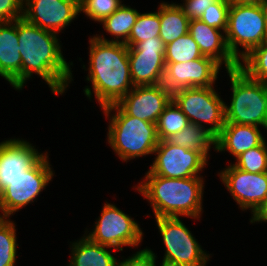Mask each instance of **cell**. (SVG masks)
Here are the masks:
<instances>
[{
    "label": "cell",
    "mask_w": 267,
    "mask_h": 266,
    "mask_svg": "<svg viewBox=\"0 0 267 266\" xmlns=\"http://www.w3.org/2000/svg\"><path fill=\"white\" fill-rule=\"evenodd\" d=\"M55 32L18 19L19 52L21 54V90L36 73L51 88L53 94H63L73 80L69 63L62 55Z\"/></svg>",
    "instance_id": "1"
},
{
    "label": "cell",
    "mask_w": 267,
    "mask_h": 266,
    "mask_svg": "<svg viewBox=\"0 0 267 266\" xmlns=\"http://www.w3.org/2000/svg\"><path fill=\"white\" fill-rule=\"evenodd\" d=\"M89 73L94 95L101 108L116 104L133 87L128 46L122 42L89 40ZM131 87V89H130Z\"/></svg>",
    "instance_id": "2"
},
{
    "label": "cell",
    "mask_w": 267,
    "mask_h": 266,
    "mask_svg": "<svg viewBox=\"0 0 267 266\" xmlns=\"http://www.w3.org/2000/svg\"><path fill=\"white\" fill-rule=\"evenodd\" d=\"M203 177L166 178L147 171L137 190L152 206L155 218L192 217L198 219L202 212Z\"/></svg>",
    "instance_id": "3"
},
{
    "label": "cell",
    "mask_w": 267,
    "mask_h": 266,
    "mask_svg": "<svg viewBox=\"0 0 267 266\" xmlns=\"http://www.w3.org/2000/svg\"><path fill=\"white\" fill-rule=\"evenodd\" d=\"M109 117L108 144L123 161L154 154L159 143L156 124L125 114L116 104L103 107ZM115 111V115L110 113Z\"/></svg>",
    "instance_id": "4"
},
{
    "label": "cell",
    "mask_w": 267,
    "mask_h": 266,
    "mask_svg": "<svg viewBox=\"0 0 267 266\" xmlns=\"http://www.w3.org/2000/svg\"><path fill=\"white\" fill-rule=\"evenodd\" d=\"M232 99L225 104V123L263 126L267 130V84L250 78L239 67L227 70Z\"/></svg>",
    "instance_id": "5"
},
{
    "label": "cell",
    "mask_w": 267,
    "mask_h": 266,
    "mask_svg": "<svg viewBox=\"0 0 267 266\" xmlns=\"http://www.w3.org/2000/svg\"><path fill=\"white\" fill-rule=\"evenodd\" d=\"M224 34L230 53L240 62L267 41V19L262 5L231 3ZM238 46L244 50L240 52Z\"/></svg>",
    "instance_id": "6"
},
{
    "label": "cell",
    "mask_w": 267,
    "mask_h": 266,
    "mask_svg": "<svg viewBox=\"0 0 267 266\" xmlns=\"http://www.w3.org/2000/svg\"><path fill=\"white\" fill-rule=\"evenodd\" d=\"M165 245L163 266H206L210 255L202 250L179 217L155 218Z\"/></svg>",
    "instance_id": "7"
},
{
    "label": "cell",
    "mask_w": 267,
    "mask_h": 266,
    "mask_svg": "<svg viewBox=\"0 0 267 266\" xmlns=\"http://www.w3.org/2000/svg\"><path fill=\"white\" fill-rule=\"evenodd\" d=\"M172 100L187 116L190 123L207 127L217 136L225 125V102L211 87H190L172 93ZM203 122V124H202Z\"/></svg>",
    "instance_id": "8"
},
{
    "label": "cell",
    "mask_w": 267,
    "mask_h": 266,
    "mask_svg": "<svg viewBox=\"0 0 267 266\" xmlns=\"http://www.w3.org/2000/svg\"><path fill=\"white\" fill-rule=\"evenodd\" d=\"M46 152L29 170L20 175L0 193V217H10L16 211L34 202L52 180L54 173Z\"/></svg>",
    "instance_id": "9"
},
{
    "label": "cell",
    "mask_w": 267,
    "mask_h": 266,
    "mask_svg": "<svg viewBox=\"0 0 267 266\" xmlns=\"http://www.w3.org/2000/svg\"><path fill=\"white\" fill-rule=\"evenodd\" d=\"M94 230L88 236L92 241L123 251V246H138L143 239L139 224L111 203H105Z\"/></svg>",
    "instance_id": "10"
},
{
    "label": "cell",
    "mask_w": 267,
    "mask_h": 266,
    "mask_svg": "<svg viewBox=\"0 0 267 266\" xmlns=\"http://www.w3.org/2000/svg\"><path fill=\"white\" fill-rule=\"evenodd\" d=\"M157 155L148 170L153 175L166 178H190L206 167L208 160L198 151L159 140L154 150Z\"/></svg>",
    "instance_id": "11"
},
{
    "label": "cell",
    "mask_w": 267,
    "mask_h": 266,
    "mask_svg": "<svg viewBox=\"0 0 267 266\" xmlns=\"http://www.w3.org/2000/svg\"><path fill=\"white\" fill-rule=\"evenodd\" d=\"M166 45L160 37L128 47L130 76L135 86L162 84L165 74Z\"/></svg>",
    "instance_id": "12"
},
{
    "label": "cell",
    "mask_w": 267,
    "mask_h": 266,
    "mask_svg": "<svg viewBox=\"0 0 267 266\" xmlns=\"http://www.w3.org/2000/svg\"><path fill=\"white\" fill-rule=\"evenodd\" d=\"M221 65L213 58H201L184 63H166L163 85L171 92L190 87H211Z\"/></svg>",
    "instance_id": "13"
},
{
    "label": "cell",
    "mask_w": 267,
    "mask_h": 266,
    "mask_svg": "<svg viewBox=\"0 0 267 266\" xmlns=\"http://www.w3.org/2000/svg\"><path fill=\"white\" fill-rule=\"evenodd\" d=\"M80 13L79 0H24L23 18L42 29L61 32Z\"/></svg>",
    "instance_id": "14"
},
{
    "label": "cell",
    "mask_w": 267,
    "mask_h": 266,
    "mask_svg": "<svg viewBox=\"0 0 267 266\" xmlns=\"http://www.w3.org/2000/svg\"><path fill=\"white\" fill-rule=\"evenodd\" d=\"M218 175L243 211L253 212L267 199V172L249 173L231 164Z\"/></svg>",
    "instance_id": "15"
},
{
    "label": "cell",
    "mask_w": 267,
    "mask_h": 266,
    "mask_svg": "<svg viewBox=\"0 0 267 266\" xmlns=\"http://www.w3.org/2000/svg\"><path fill=\"white\" fill-rule=\"evenodd\" d=\"M172 93L163 85L133 87L116 105L127 115L156 124Z\"/></svg>",
    "instance_id": "16"
},
{
    "label": "cell",
    "mask_w": 267,
    "mask_h": 266,
    "mask_svg": "<svg viewBox=\"0 0 267 266\" xmlns=\"http://www.w3.org/2000/svg\"><path fill=\"white\" fill-rule=\"evenodd\" d=\"M44 154L26 140L10 139L0 143V193L14 179L29 170Z\"/></svg>",
    "instance_id": "17"
},
{
    "label": "cell",
    "mask_w": 267,
    "mask_h": 266,
    "mask_svg": "<svg viewBox=\"0 0 267 266\" xmlns=\"http://www.w3.org/2000/svg\"><path fill=\"white\" fill-rule=\"evenodd\" d=\"M189 33L203 56L213 58L220 65L224 64L226 71L239 67V62L230 53L225 35H222L220 29L211 27L200 19H192L189 22Z\"/></svg>",
    "instance_id": "18"
},
{
    "label": "cell",
    "mask_w": 267,
    "mask_h": 266,
    "mask_svg": "<svg viewBox=\"0 0 267 266\" xmlns=\"http://www.w3.org/2000/svg\"><path fill=\"white\" fill-rule=\"evenodd\" d=\"M21 64L18 19L0 22V76L19 91L21 90Z\"/></svg>",
    "instance_id": "19"
},
{
    "label": "cell",
    "mask_w": 267,
    "mask_h": 266,
    "mask_svg": "<svg viewBox=\"0 0 267 266\" xmlns=\"http://www.w3.org/2000/svg\"><path fill=\"white\" fill-rule=\"evenodd\" d=\"M265 141L260 130L252 125L225 123L216 136V151H228L235 158L247 150L260 146Z\"/></svg>",
    "instance_id": "20"
},
{
    "label": "cell",
    "mask_w": 267,
    "mask_h": 266,
    "mask_svg": "<svg viewBox=\"0 0 267 266\" xmlns=\"http://www.w3.org/2000/svg\"><path fill=\"white\" fill-rule=\"evenodd\" d=\"M72 243L68 266H116L117 259L106 248H112L92 241L83 235Z\"/></svg>",
    "instance_id": "21"
},
{
    "label": "cell",
    "mask_w": 267,
    "mask_h": 266,
    "mask_svg": "<svg viewBox=\"0 0 267 266\" xmlns=\"http://www.w3.org/2000/svg\"><path fill=\"white\" fill-rule=\"evenodd\" d=\"M158 8L161 27L159 37L165 45L189 33L190 19L183 13L178 4L163 2Z\"/></svg>",
    "instance_id": "22"
},
{
    "label": "cell",
    "mask_w": 267,
    "mask_h": 266,
    "mask_svg": "<svg viewBox=\"0 0 267 266\" xmlns=\"http://www.w3.org/2000/svg\"><path fill=\"white\" fill-rule=\"evenodd\" d=\"M169 143L201 153L207 160L211 145L216 149V136L208 128L190 123L166 139Z\"/></svg>",
    "instance_id": "23"
},
{
    "label": "cell",
    "mask_w": 267,
    "mask_h": 266,
    "mask_svg": "<svg viewBox=\"0 0 267 266\" xmlns=\"http://www.w3.org/2000/svg\"><path fill=\"white\" fill-rule=\"evenodd\" d=\"M138 15L139 12L136 9L122 4L112 15L104 18L100 22L106 32L115 36L116 39L112 38L108 40L104 36H98V34H96L95 37L105 42L125 43L129 38ZM119 38L122 39V41Z\"/></svg>",
    "instance_id": "24"
},
{
    "label": "cell",
    "mask_w": 267,
    "mask_h": 266,
    "mask_svg": "<svg viewBox=\"0 0 267 266\" xmlns=\"http://www.w3.org/2000/svg\"><path fill=\"white\" fill-rule=\"evenodd\" d=\"M203 57L190 33L166 45L165 63H184Z\"/></svg>",
    "instance_id": "25"
},
{
    "label": "cell",
    "mask_w": 267,
    "mask_h": 266,
    "mask_svg": "<svg viewBox=\"0 0 267 266\" xmlns=\"http://www.w3.org/2000/svg\"><path fill=\"white\" fill-rule=\"evenodd\" d=\"M189 124L190 122L187 116L180 110L175 102L171 100L156 123L158 138L159 140H166Z\"/></svg>",
    "instance_id": "26"
},
{
    "label": "cell",
    "mask_w": 267,
    "mask_h": 266,
    "mask_svg": "<svg viewBox=\"0 0 267 266\" xmlns=\"http://www.w3.org/2000/svg\"><path fill=\"white\" fill-rule=\"evenodd\" d=\"M160 28L159 9L154 13H139L125 44L128 47H133L137 43L146 41L149 38L159 37Z\"/></svg>",
    "instance_id": "27"
},
{
    "label": "cell",
    "mask_w": 267,
    "mask_h": 266,
    "mask_svg": "<svg viewBox=\"0 0 267 266\" xmlns=\"http://www.w3.org/2000/svg\"><path fill=\"white\" fill-rule=\"evenodd\" d=\"M17 246L15 224L8 217H0V266H14Z\"/></svg>",
    "instance_id": "28"
},
{
    "label": "cell",
    "mask_w": 267,
    "mask_h": 266,
    "mask_svg": "<svg viewBox=\"0 0 267 266\" xmlns=\"http://www.w3.org/2000/svg\"><path fill=\"white\" fill-rule=\"evenodd\" d=\"M239 68L250 78L267 84V41L244 57Z\"/></svg>",
    "instance_id": "29"
},
{
    "label": "cell",
    "mask_w": 267,
    "mask_h": 266,
    "mask_svg": "<svg viewBox=\"0 0 267 266\" xmlns=\"http://www.w3.org/2000/svg\"><path fill=\"white\" fill-rule=\"evenodd\" d=\"M233 165L249 173L267 172V143L266 140L260 145L241 153L235 158Z\"/></svg>",
    "instance_id": "30"
},
{
    "label": "cell",
    "mask_w": 267,
    "mask_h": 266,
    "mask_svg": "<svg viewBox=\"0 0 267 266\" xmlns=\"http://www.w3.org/2000/svg\"><path fill=\"white\" fill-rule=\"evenodd\" d=\"M121 5V0H79L80 12L99 23L112 15Z\"/></svg>",
    "instance_id": "31"
},
{
    "label": "cell",
    "mask_w": 267,
    "mask_h": 266,
    "mask_svg": "<svg viewBox=\"0 0 267 266\" xmlns=\"http://www.w3.org/2000/svg\"><path fill=\"white\" fill-rule=\"evenodd\" d=\"M230 6L231 3L229 0H218L204 11L200 20L211 27L222 30V32L225 33Z\"/></svg>",
    "instance_id": "32"
},
{
    "label": "cell",
    "mask_w": 267,
    "mask_h": 266,
    "mask_svg": "<svg viewBox=\"0 0 267 266\" xmlns=\"http://www.w3.org/2000/svg\"><path fill=\"white\" fill-rule=\"evenodd\" d=\"M24 0H0V22L23 18Z\"/></svg>",
    "instance_id": "33"
},
{
    "label": "cell",
    "mask_w": 267,
    "mask_h": 266,
    "mask_svg": "<svg viewBox=\"0 0 267 266\" xmlns=\"http://www.w3.org/2000/svg\"><path fill=\"white\" fill-rule=\"evenodd\" d=\"M218 0H184L183 4H178L183 13L190 19H200L204 11Z\"/></svg>",
    "instance_id": "34"
},
{
    "label": "cell",
    "mask_w": 267,
    "mask_h": 266,
    "mask_svg": "<svg viewBox=\"0 0 267 266\" xmlns=\"http://www.w3.org/2000/svg\"><path fill=\"white\" fill-rule=\"evenodd\" d=\"M156 255L150 249H143L137 251L131 257L116 262V266H156Z\"/></svg>",
    "instance_id": "35"
},
{
    "label": "cell",
    "mask_w": 267,
    "mask_h": 266,
    "mask_svg": "<svg viewBox=\"0 0 267 266\" xmlns=\"http://www.w3.org/2000/svg\"><path fill=\"white\" fill-rule=\"evenodd\" d=\"M250 223L267 222V199L263 201L253 212Z\"/></svg>",
    "instance_id": "36"
},
{
    "label": "cell",
    "mask_w": 267,
    "mask_h": 266,
    "mask_svg": "<svg viewBox=\"0 0 267 266\" xmlns=\"http://www.w3.org/2000/svg\"><path fill=\"white\" fill-rule=\"evenodd\" d=\"M230 3L247 4V5H262L264 0H229Z\"/></svg>",
    "instance_id": "37"
},
{
    "label": "cell",
    "mask_w": 267,
    "mask_h": 266,
    "mask_svg": "<svg viewBox=\"0 0 267 266\" xmlns=\"http://www.w3.org/2000/svg\"><path fill=\"white\" fill-rule=\"evenodd\" d=\"M262 7H263V10H264V13H265V17L267 19V0H264L262 2Z\"/></svg>",
    "instance_id": "38"
}]
</instances>
